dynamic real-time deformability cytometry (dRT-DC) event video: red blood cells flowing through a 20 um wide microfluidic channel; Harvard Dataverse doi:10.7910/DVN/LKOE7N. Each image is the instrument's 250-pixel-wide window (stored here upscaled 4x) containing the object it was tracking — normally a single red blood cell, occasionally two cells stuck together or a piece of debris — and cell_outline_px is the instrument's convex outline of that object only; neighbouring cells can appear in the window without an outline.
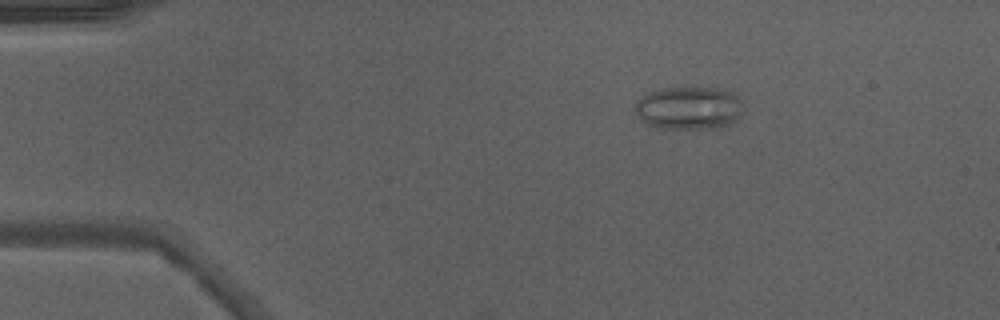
{"species": "Egyptian fruit bat (a non-hibernating species)", "species_latin": "Rousettus aegyptiacus", "temperature_condition": "warm", "stored_images_in_passage": 9, "camera_frame_rate_fps": 3000, "um_per_image_px": 0.085, "animal": {"sex": "male"}, "frame": {"image": 1, "passage_image": 1, "time_ms": 0.0, "image_size_px": [1000, 320], "cell_outline_px": [[744, 104], [740, 116], [732, 124], [716, 128], [656, 128], [640, 120], [632, 108], [636, 100], [660, 88], [720, 88], [732, 92]], "centroid_in_image_um": [58.55, 9.19], "position_along_channel_um": 26.5, "area_um2": 27.34}}